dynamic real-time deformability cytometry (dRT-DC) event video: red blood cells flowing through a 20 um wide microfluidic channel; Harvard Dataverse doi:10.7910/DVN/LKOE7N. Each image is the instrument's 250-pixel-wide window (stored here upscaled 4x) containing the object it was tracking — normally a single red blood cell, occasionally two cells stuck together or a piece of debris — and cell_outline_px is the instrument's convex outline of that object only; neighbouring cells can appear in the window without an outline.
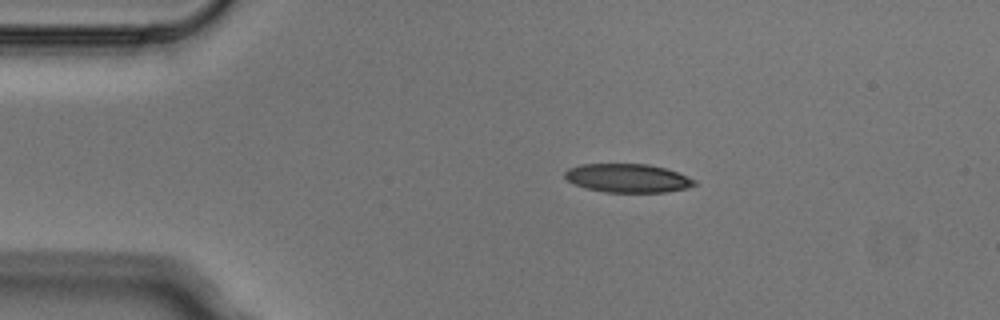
{"species": "Egyptian fruit bat (a non-hibernating species)", "species_latin": "Rousettus aegyptiacus", "temperature_condition": "cold", "stored_images_in_passage": 3, "camera_frame_rate_fps": 3000, "um_per_image_px": 0.085, "animal": {"sex": "male"}, "frame": {"image": 1, "passage_image": 1, "time_ms": 0.0, "image_size_px": [1000, 320], "cell_outline_px": [[696, 184], [688, 188], [668, 192], [604, 192], [584, 188], [568, 180], [564, 176], [564, 172], [568, 168], [580, 164], [648, 164], [664, 168], [676, 172], [696, 180]], "centroid_in_image_um": [53.34, 15.14], "position_along_channel_um": 31.7, "area_um2": 21.62}}
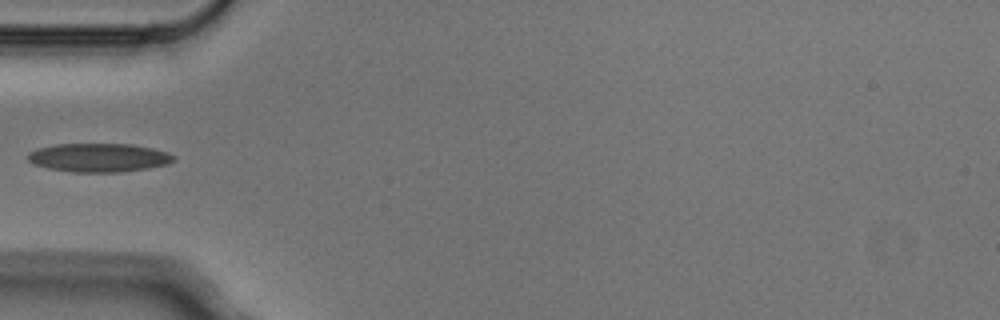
{"frame": {"image": 2, "passage_image": 3, "time_ms": 0.667, "image_size_px": [1000, 320], "cell_outline_px": [[176, 160], [168, 164], [148, 168], [120, 172], [72, 172], [48, 168], [32, 164], [28, 160], [28, 152], [36, 148], [56, 144], [132, 144], [152, 148], [168, 152], [176, 156]], "centroid_in_image_um": [8.4, 13.39], "position_along_channel_um": 76.6, "area_um2": 24.57}}